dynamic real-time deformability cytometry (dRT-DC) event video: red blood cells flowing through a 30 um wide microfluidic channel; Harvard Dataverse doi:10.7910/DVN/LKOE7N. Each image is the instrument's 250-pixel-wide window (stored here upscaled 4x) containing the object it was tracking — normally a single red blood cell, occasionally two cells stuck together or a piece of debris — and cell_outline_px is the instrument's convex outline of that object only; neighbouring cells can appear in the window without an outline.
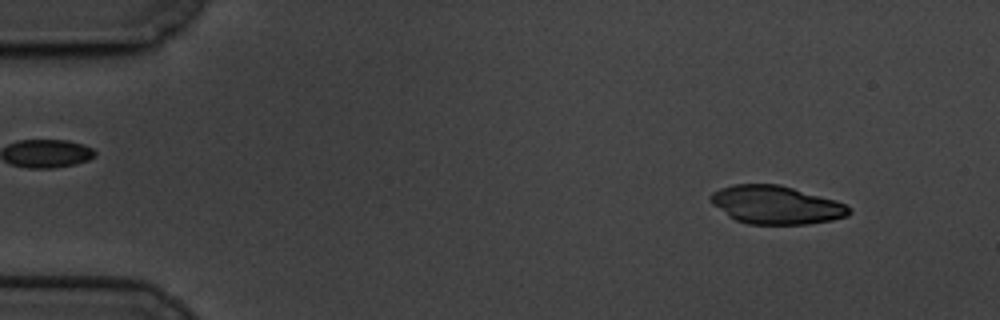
{"species": "common noctule bat (a hibernating species)", "species_latin": "Nyctalus noctula", "temperature_condition": "cold", "stored_images_in_passage": 58, "camera_frame_rate_fps": 3000, "um_per_image_px": 0.085, "animal": {"sex": "male", "body_mass_g": 19.5, "forearm_length_mm": 54.6}, "frame": {"image": 1, "passage_image": 5, "time_ms": 1.333, "image_size_px": [1000, 320], "cell_outline_px": [[852, 212], [848, 216], [832, 220], [808, 224], [748, 224], [736, 220], [728, 216], [712, 204], [708, 196], [712, 192], [720, 188], [732, 184], [780, 184], [836, 200], [852, 208]], "centroid_in_image_um": [65.96, 17.41], "position_along_channel_um": 19.0, "area_um2": 31.1}}